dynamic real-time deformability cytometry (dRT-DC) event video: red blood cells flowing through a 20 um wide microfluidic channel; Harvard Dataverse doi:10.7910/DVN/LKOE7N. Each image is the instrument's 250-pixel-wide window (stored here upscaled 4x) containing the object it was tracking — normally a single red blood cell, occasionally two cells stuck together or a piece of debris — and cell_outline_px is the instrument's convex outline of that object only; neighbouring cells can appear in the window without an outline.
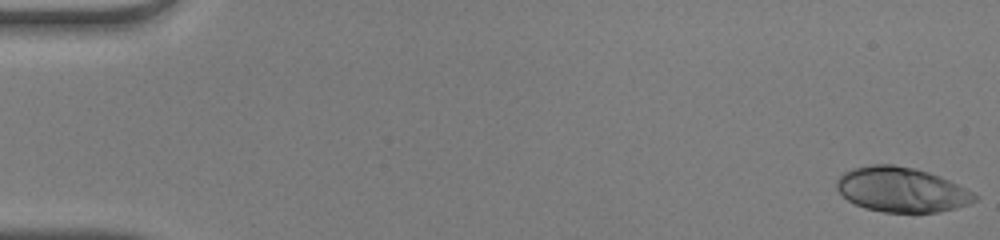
{"species": "human", "species_latin": "Homo sapiens", "temperature_condition": "warm", "stored_images_in_passage": 50, "camera_frame_rate_fps": 3000, "um_per_image_px": 0.085, "donor": {"sex": "male"}, "frame": {"image": 1, "passage_image": 1, "time_ms": 0.0, "image_size_px": [1000, 240], "cell_outline_px": [[980, 196], [976, 200], [968, 204], [956, 208], [940, 212], [884, 212], [864, 208], [848, 200], [836, 188], [836, 180], [844, 172], [852, 168], [872, 164], [892, 164], [916, 168], [940, 176]], "centroid_in_image_um": [76.62, 16.12], "position_along_channel_um": 8.4, "area_um2": 36.01}}
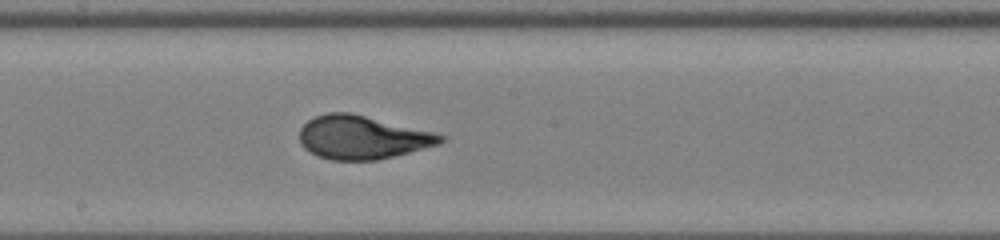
{"frame": {"image": 2, "passage_image": 28, "time_ms": 9.0, "image_size_px": [1000, 240], "cell_outline_px": [[448, 140], [440, 144], [376, 160], [332, 160], [316, 156], [308, 152], [300, 144], [300, 128], [308, 120], [316, 116], [328, 112], [352, 112], [436, 132], [448, 136]], "centroid_in_image_um": [30.82, 11.66], "position_along_channel_um": 217.4, "area_um2": 36.13}}
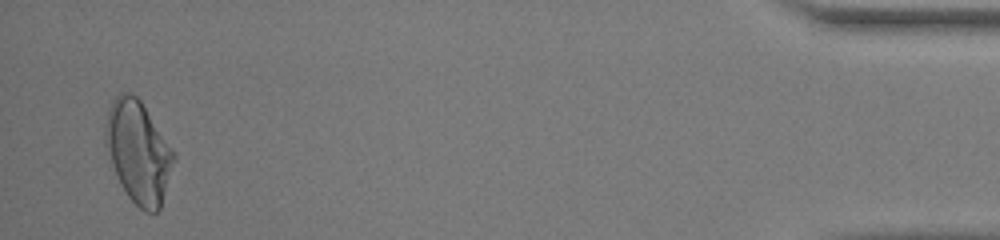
{"frame": {"image": 3, "passage_image": 49, "time_ms": 16.0, "image_size_px": [1000, 240], "cell_outline_px": [[176, 156], [160, 208], [156, 212], [144, 212], [128, 196], [120, 184], [104, 144], [104, 124], [108, 108], [112, 100], [120, 92], [128, 92], [136, 96], [140, 100], [176, 152]], "centroid_in_image_um": [11.74, 12.88], "position_along_channel_um": 423.5, "area_um2": 40.75}, "authors_computed_cell_mechanics": {"area_um2": 35.8938, "velocity_mm_per_s": 4.1134, "shape_relaxation_time_tau1_ms": 4.7828, "shape_relaxation_time_tau2_ms": null, "deformation_change_tau1": 0.2363, "deformation_change_tau2": null}}